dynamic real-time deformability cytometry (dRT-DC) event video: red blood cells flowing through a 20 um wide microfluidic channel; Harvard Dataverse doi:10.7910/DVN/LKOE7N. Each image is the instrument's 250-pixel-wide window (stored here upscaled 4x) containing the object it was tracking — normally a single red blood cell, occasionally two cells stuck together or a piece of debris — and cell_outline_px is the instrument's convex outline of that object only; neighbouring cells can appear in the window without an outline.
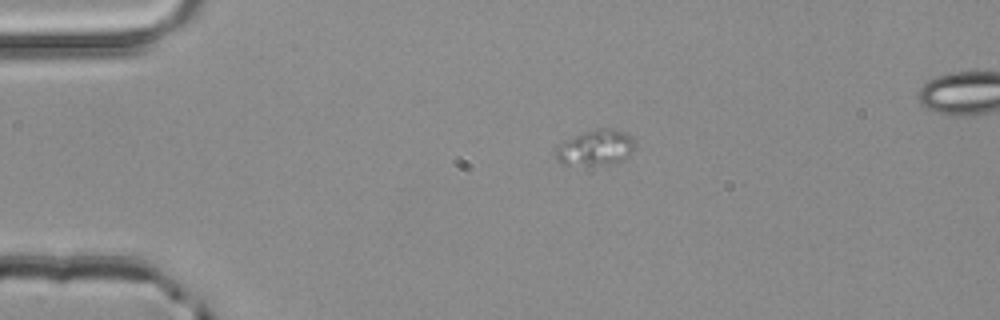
{"species": "common noctule bat (a hibernating species)", "species_latin": "Nyctalus noctula", "temperature_condition": "room temperature", "stored_images_in_passage": 4, "camera_frame_rate_fps": 3000, "um_per_image_px": 0.085, "animal": {"sex": "male", "body_mass_g": 20.4}, "frame": {"image": 1, "passage_image": 4, "time_ms": 1.0, "image_size_px": [1000, 320], "cell_outline_px": [[632, 152], [628, 156], [620, 160], [568, 164], [560, 164], [556, 160], [556, 148], [564, 140], [584, 132], [596, 128], [612, 128], [624, 132], [632, 140]], "centroid_in_image_um": [50.56, 12.49], "position_along_channel_um": 34.4, "area_um2": 15.43}}